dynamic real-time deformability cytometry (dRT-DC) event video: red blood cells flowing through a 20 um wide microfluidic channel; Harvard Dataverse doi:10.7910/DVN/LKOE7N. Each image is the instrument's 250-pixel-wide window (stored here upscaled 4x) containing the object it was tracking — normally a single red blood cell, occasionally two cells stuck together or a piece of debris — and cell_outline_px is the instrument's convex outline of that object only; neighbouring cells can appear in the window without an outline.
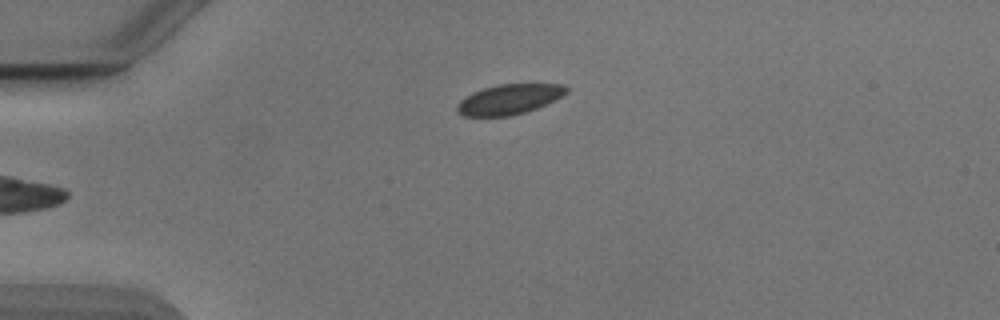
{"species": "Egyptian fruit bat (a non-hibernating species)", "species_latin": "Rousettus aegyptiacus", "temperature_condition": "cold", "stored_images_in_passage": 15, "camera_frame_rate_fps": 3000, "um_per_image_px": 0.085, "animal": {"sex": "male"}, "frame": {"image": 1, "passage_image": 1, "time_ms": 0.0, "image_size_px": [1000, 320], "cell_outline_px": [[568, 92], [536, 108], [524, 112], [508, 116], [464, 116], [456, 112], [456, 104], [464, 96], [472, 92], [484, 88], [500, 84], [564, 84], [568, 88]], "centroid_in_image_um": [43.21, 8.44], "position_along_channel_um": 41.8, "area_um2": 19.02}}
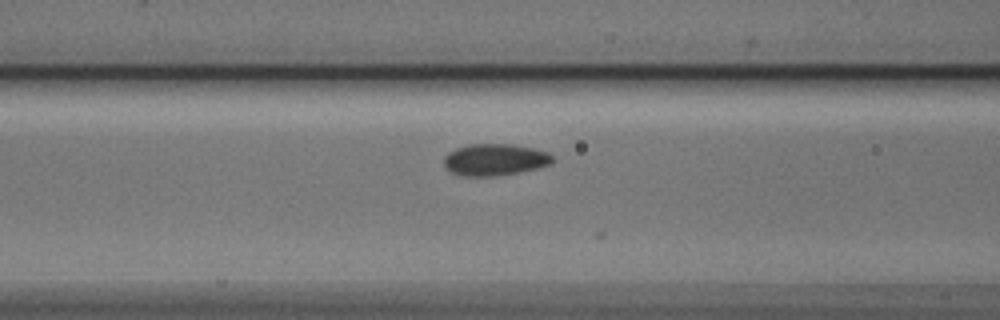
{"frame": {"image": 2, "passage_image": 10, "time_ms": 3.0, "image_size_px": [1000, 320], "cell_outline_px": [[552, 160], [548, 164], [536, 168], [496, 176], [460, 176], [448, 172], [444, 168], [444, 156], [448, 152], [456, 148], [468, 144], [512, 144], [532, 148], [548, 152], [552, 156]], "centroid_in_image_um": [41.97, 13.57], "position_along_channel_um": 124.6, "area_um2": 20.11}}
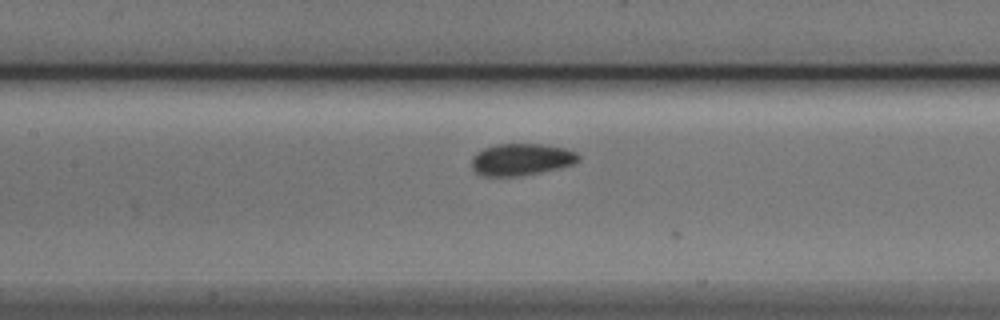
{"frame": {"image": 3, "passage_image": 13, "time_ms": 4.0, "image_size_px": [1000, 320], "cell_outline_px": [[580, 160], [572, 164], [560, 168], [520, 176], [480, 176], [472, 168], [472, 156], [476, 152], [484, 148], [496, 144], [540, 144], [564, 148], [576, 152], [580, 156]], "centroid_in_image_um": [44.29, 13.56], "position_along_channel_um": 163.1, "area_um2": 19.94}}